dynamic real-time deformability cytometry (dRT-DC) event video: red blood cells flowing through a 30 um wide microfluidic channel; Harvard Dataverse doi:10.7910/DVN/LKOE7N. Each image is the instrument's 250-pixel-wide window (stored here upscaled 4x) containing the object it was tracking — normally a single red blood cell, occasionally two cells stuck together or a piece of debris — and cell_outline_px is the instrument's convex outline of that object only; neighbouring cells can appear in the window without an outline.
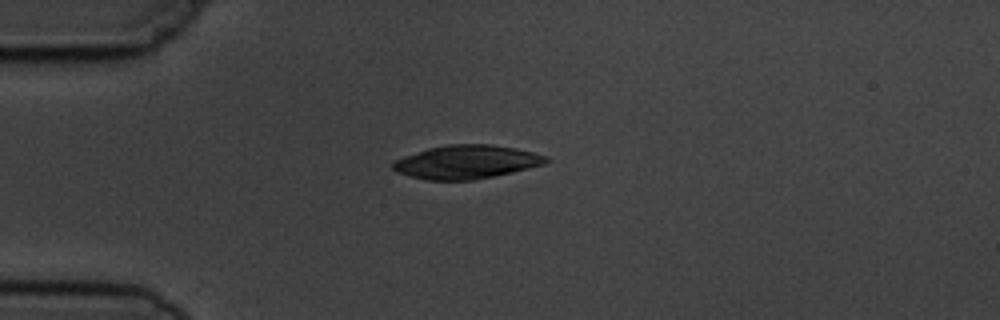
{"species": "common noctule bat (a hibernating species)", "species_latin": "Nyctalus noctula", "temperature_condition": "cold", "stored_images_in_passage": 2, "camera_frame_rate_fps": 3000, "um_per_image_px": 0.085, "animal": {"sex": "male", "body_mass_g": 19.5, "forearm_length_mm": 54.6}, "frame": {"image": 1, "passage_image": 1, "time_ms": 0.0, "image_size_px": [1000, 320], "cell_outline_px": [[552, 160], [544, 164], [512, 172], [472, 180], [428, 180], [408, 176], [396, 172], [392, 168], [392, 164], [396, 160], [404, 156], [428, 148], [448, 144], [492, 144], [516, 148], [548, 156]], "centroid_in_image_um": [39.65, 13.76], "position_along_channel_um": 45.3, "area_um2": 29.94}}